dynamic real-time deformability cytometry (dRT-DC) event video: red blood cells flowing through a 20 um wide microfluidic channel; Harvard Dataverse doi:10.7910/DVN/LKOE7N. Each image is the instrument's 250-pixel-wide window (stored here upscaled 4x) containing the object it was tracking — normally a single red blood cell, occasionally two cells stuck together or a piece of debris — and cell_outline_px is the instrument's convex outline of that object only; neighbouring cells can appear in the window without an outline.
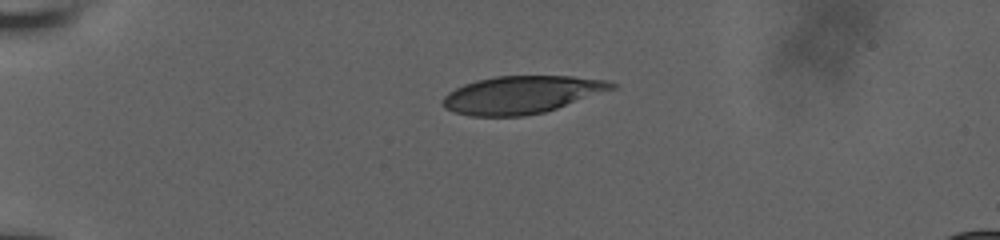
{"species": "human", "species_latin": "Homo sapiens", "temperature_condition": "room temperature", "stored_images_in_passage": 42, "camera_frame_rate_fps": 3000, "um_per_image_px": 0.085, "donor": {"sex": "male"}, "frame": {"image": 1, "passage_image": 1, "time_ms": 0.0, "image_size_px": [1000, 240], "cell_outline_px": [[620, 84], [616, 88], [544, 112], [524, 116], [472, 116], [452, 112], [444, 108], [440, 104], [444, 96], [448, 92], [464, 84], [476, 80], [496, 76], [572, 76], [608, 80]], "centroid_in_image_um": [44.32, 8.05], "position_along_channel_um": 40.7, "area_um2": 37.17}}
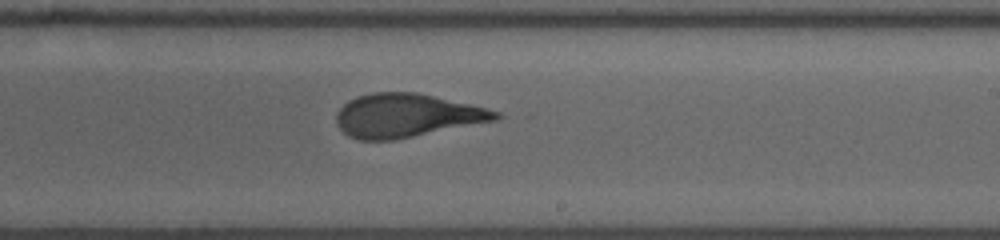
{"frame": {"image": 2, "passage_image": 22, "time_ms": 7.0, "image_size_px": [1000, 240], "cell_outline_px": [[504, 116], [500, 120], [392, 140], [360, 140], [348, 136], [336, 124], [336, 112], [348, 100], [356, 96], [372, 92], [416, 92], [488, 108], [500, 112]], "centroid_in_image_um": [34.58, 9.82], "position_along_channel_um": 254.4, "area_um2": 40.63}}
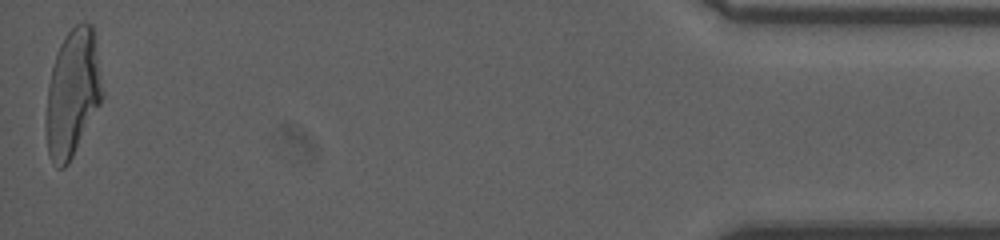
{"frame": {"image": 3, "passage_image": 42, "time_ms": 13.667, "image_size_px": [1000, 240], "cell_outline_px": [[104, 96], [100, 104], [68, 164], [64, 168], [56, 168], [48, 152], [44, 128], [44, 124], [48, 84], [52, 68], [60, 44], [68, 32], [76, 24], [84, 20], [92, 24], [104, 92]], "centroid_in_image_um": [6.16, 7.93], "position_along_channel_um": 429.0, "area_um2": 41.85}, "authors_computed_cell_mechanics": {"area_um2": 41.0091, "velocity_mm_per_s": 3.8349, "shape_relaxation_time_tau1_ms": 6.4146, "shape_relaxation_time_tau2_ms": 0.9692, "deformation_change_tau1": 0.2444, "deformation_change_tau2": 0.0951}}